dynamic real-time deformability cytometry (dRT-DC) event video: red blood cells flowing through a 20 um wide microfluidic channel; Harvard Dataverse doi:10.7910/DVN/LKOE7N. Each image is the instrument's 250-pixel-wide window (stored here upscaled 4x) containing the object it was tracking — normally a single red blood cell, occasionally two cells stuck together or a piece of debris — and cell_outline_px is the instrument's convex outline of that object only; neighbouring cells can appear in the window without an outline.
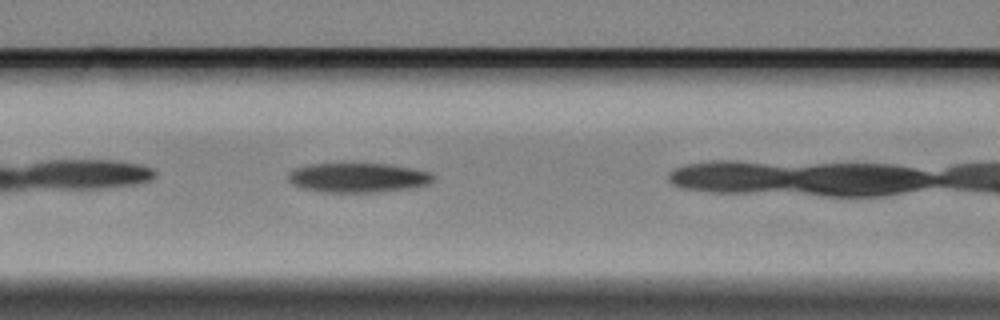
{"species": "Egyptian fruit bat (a non-hibernating species)", "species_latin": "Rousettus aegyptiacus", "temperature_condition": "cold", "stored_images_in_passage": 30, "camera_frame_rate_fps": 3000, "um_per_image_px": 0.085, "animal": {"sex": "female"}, "frame": {"image": 1, "passage_image": 6, "time_ms": 1.667, "image_size_px": [1000, 320], "cell_outline_px": [[436, 180], [428, 184], [412, 188], [380, 192], [320, 192], [304, 188], [292, 184], [288, 180], [288, 172], [296, 168], [308, 164], [388, 164], [412, 168], [432, 172], [436, 176]], "centroid_in_image_um": [30.48, 15.11], "position_along_channel_um": 136.1, "area_um2": 25.14}}
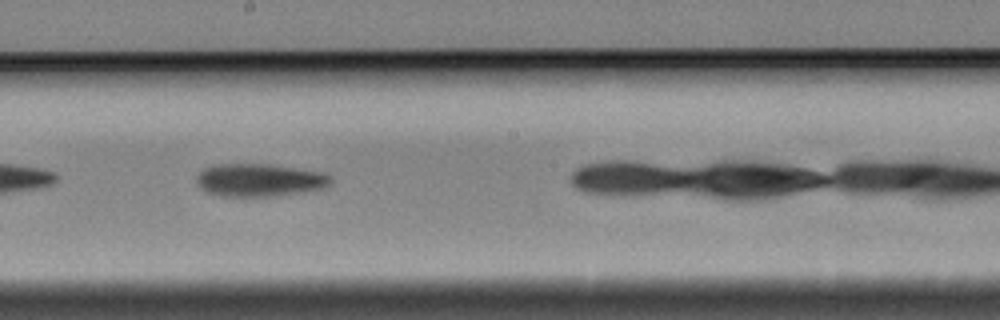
{"frame": {"image": 2, "passage_image": 14, "time_ms": 4.333, "image_size_px": [1000, 320], "cell_outline_px": [[332, 184], [324, 188], [304, 192], [276, 196], [216, 196], [200, 188], [196, 180], [200, 172], [204, 168], [220, 164], [268, 164], [320, 172], [332, 176]], "centroid_in_image_um": [22.08, 15.32], "position_along_channel_um": 226.1, "area_um2": 25.66}}
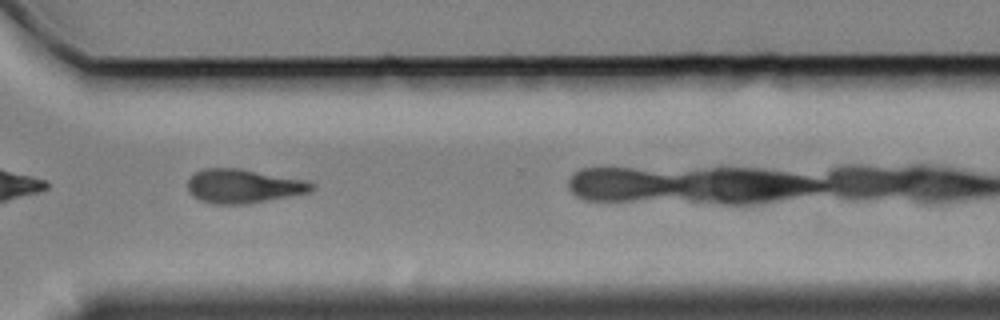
{"frame": {"image": 3, "passage_image": 25, "time_ms": 8.0, "image_size_px": [1000, 320], "cell_outline_px": [[316, 188], [312, 192], [248, 204], [212, 204], [200, 200], [192, 196], [188, 192], [188, 180], [196, 172], [204, 168], [240, 168], [304, 180], [316, 184]], "centroid_in_image_um": [20.7, 15.83], "position_along_channel_um": 349.9, "area_um2": 24.74}}